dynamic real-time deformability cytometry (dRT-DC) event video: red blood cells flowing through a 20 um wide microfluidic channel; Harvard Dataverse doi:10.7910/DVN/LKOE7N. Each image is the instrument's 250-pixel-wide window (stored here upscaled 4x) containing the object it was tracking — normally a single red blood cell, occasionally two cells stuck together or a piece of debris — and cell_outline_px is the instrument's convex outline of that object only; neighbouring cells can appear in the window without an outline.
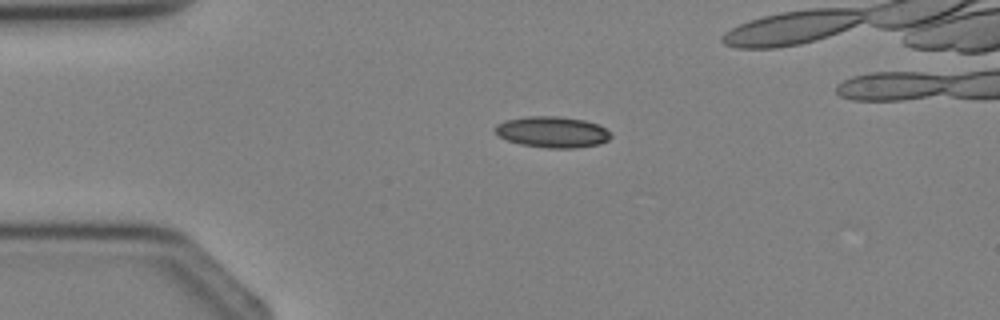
{"species": "Egyptian fruit bat (a non-hibernating species)", "species_latin": "Rousettus aegyptiacus", "temperature_condition": "cold", "stored_images_in_passage": 3, "camera_frame_rate_fps": 3000, "um_per_image_px": 0.085, "animal": {"sex": "female"}, "frame": {"image": 1, "passage_image": 1, "time_ms": 0.0, "image_size_px": [1000, 320], "cell_outline_px": [[612, 136], [608, 140], [600, 144], [572, 148], [544, 148], [520, 144], [508, 140], [500, 136], [492, 128], [496, 124], [504, 120], [524, 116], [560, 116], [584, 120], [600, 124], [612, 132]], "centroid_in_image_um": [46.96, 11.21], "position_along_channel_um": 38.0, "area_um2": 21.33}}